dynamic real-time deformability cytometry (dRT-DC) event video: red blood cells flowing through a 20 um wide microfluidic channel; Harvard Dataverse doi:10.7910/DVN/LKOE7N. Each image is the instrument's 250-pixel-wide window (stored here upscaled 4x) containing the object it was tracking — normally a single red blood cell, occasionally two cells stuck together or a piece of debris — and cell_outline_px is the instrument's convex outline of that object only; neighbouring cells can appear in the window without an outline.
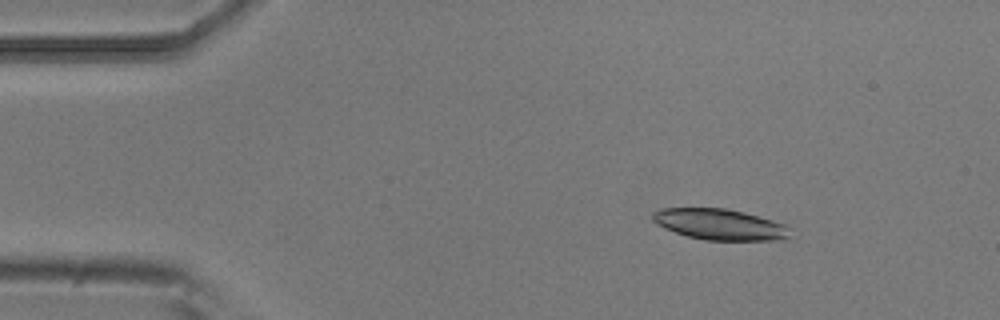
{"species": "common noctule bat (a hibernating species)", "species_latin": "Nyctalus noctula", "temperature_condition": "room temperature", "stored_images_in_passage": 3, "camera_frame_rate_fps": 3000, "um_per_image_px": 0.085, "animal": {"sex": "male", "body_mass_g": 20.5, "forearm_length_mm": 52.5}, "frame": {"image": 1, "passage_image": 1, "time_ms": 0.0, "image_size_px": [1000, 320], "cell_outline_px": [[788, 236], [772, 240], [704, 240], [688, 236], [664, 228], [656, 224], [652, 220], [652, 212], [660, 208], [724, 208], [744, 212], [772, 220], [784, 224], [788, 228]], "centroid_in_image_um": [61.1, 19.06], "position_along_channel_um": 23.9, "area_um2": 24.51}}